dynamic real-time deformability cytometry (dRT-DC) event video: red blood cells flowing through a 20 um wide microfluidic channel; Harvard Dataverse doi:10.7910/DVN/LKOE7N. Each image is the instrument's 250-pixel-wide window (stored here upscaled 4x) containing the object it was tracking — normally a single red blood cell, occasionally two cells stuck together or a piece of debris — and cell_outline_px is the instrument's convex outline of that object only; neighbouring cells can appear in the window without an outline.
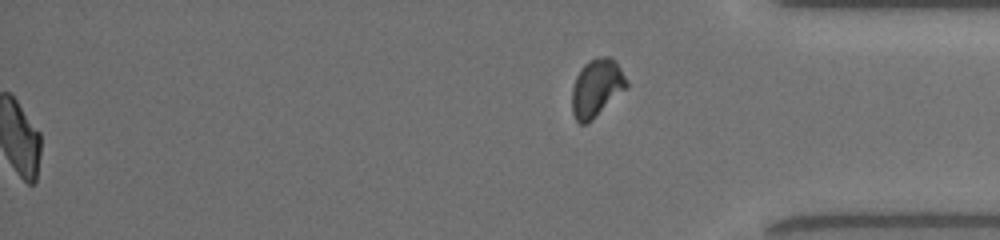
{"species": "common noctule bat (a hibernating species)", "species_latin": "Nyctalus noctula", "temperature_condition": "room temperature", "stored_images_in_passage": 51, "segment_of_instrument_passage": [2, 2], "camera_frame_rate_fps": 3000, "um_per_image_px": 0.085, "animal": {"sex": "female", "body_mass_g": 19.5, "forearm_length_mm": 54.1}, "frame": {"image": 1, "passage_image": 51, "time_ms": 16.667, "image_size_px": [1000, 240], "cell_outline_px": [[628, 88], [588, 124], [580, 124], [576, 120], [572, 112], [572, 88], [576, 76], [584, 64], [588, 60], [596, 56], [612, 56], [616, 60], [628, 80]], "centroid_in_image_um": [50.74, 7.45], "position_along_channel_um": 384.5, "area_um2": 18.9}}